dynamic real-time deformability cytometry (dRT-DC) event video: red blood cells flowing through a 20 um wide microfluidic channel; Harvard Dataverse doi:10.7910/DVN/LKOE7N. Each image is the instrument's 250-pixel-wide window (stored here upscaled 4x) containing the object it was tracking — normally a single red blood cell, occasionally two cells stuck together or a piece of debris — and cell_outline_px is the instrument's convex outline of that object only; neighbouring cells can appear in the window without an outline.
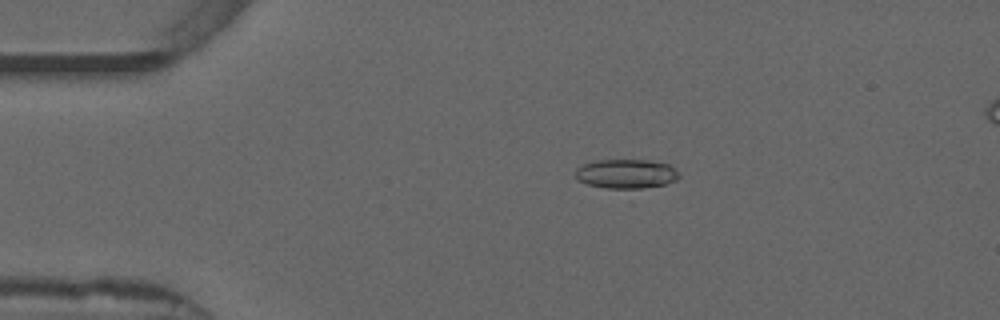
{"species": "common noctule bat (a hibernating species)", "species_latin": "Nyctalus noctula", "temperature_condition": "warm", "stored_images_in_passage": 46, "camera_frame_rate_fps": 3000, "um_per_image_px": 0.085, "animal": {"sex": "male", "forearm_length_mm": 52.5}, "frame": {"image": 1, "passage_image": 4, "time_ms": 1.0, "image_size_px": [1000, 320], "cell_outline_px": [[680, 176], [676, 180], [664, 184], [640, 188], [604, 188], [588, 184], [576, 180], [576, 168], [584, 164], [596, 160], [648, 160], [668, 164], [680, 172]], "centroid_in_image_um": [53.22, 14.77], "position_along_channel_um": 31.8, "area_um2": 17.63}}
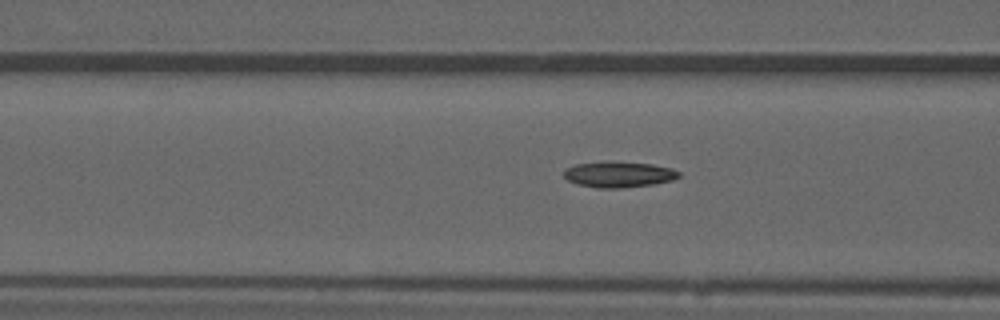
{"frame": {"image": 2, "passage_image": 14, "time_ms": 4.333, "image_size_px": [1000, 320], "cell_outline_px": [[680, 176], [672, 180], [652, 184], [620, 188], [596, 188], [576, 184], [568, 180], [564, 176], [564, 168], [576, 164], [604, 160], [612, 160], [652, 164], [672, 168], [680, 172]], "centroid_in_image_um": [52.56, 14.8], "position_along_channel_um": 114.0, "area_um2": 17.69}}
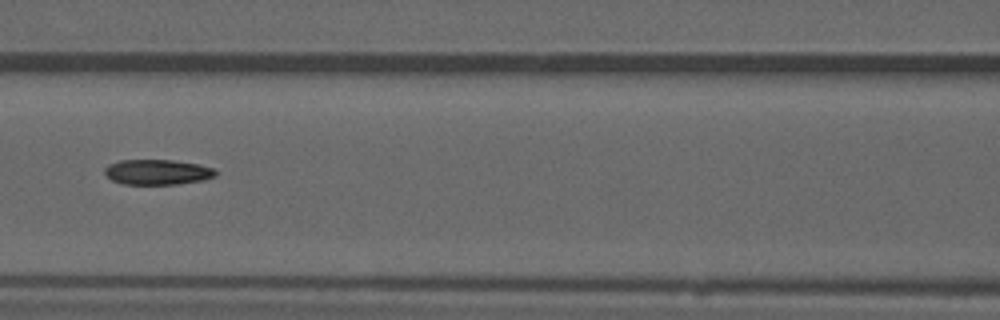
{"frame": {"image": 3, "passage_image": 17, "time_ms": 5.333, "image_size_px": [1000, 320], "cell_outline_px": [[216, 176], [204, 180], [180, 184], [124, 184], [112, 180], [104, 172], [104, 168], [108, 164], [120, 160], [172, 160], [196, 164], [216, 168]], "centroid_in_image_um": [13.39, 14.63], "position_along_channel_um": 153.2, "area_um2": 16.36}, "authors_computed_cell_mechanics": {"area_um2": 16.9065, "velocity_mm_per_s": 3.8945, "shape_relaxation_time_tau1_ms": null, "shape_relaxation_time_tau2_ms": 5.2379, "deformation_change_tau1": null, "deformation_change_tau2": 0.1391}}